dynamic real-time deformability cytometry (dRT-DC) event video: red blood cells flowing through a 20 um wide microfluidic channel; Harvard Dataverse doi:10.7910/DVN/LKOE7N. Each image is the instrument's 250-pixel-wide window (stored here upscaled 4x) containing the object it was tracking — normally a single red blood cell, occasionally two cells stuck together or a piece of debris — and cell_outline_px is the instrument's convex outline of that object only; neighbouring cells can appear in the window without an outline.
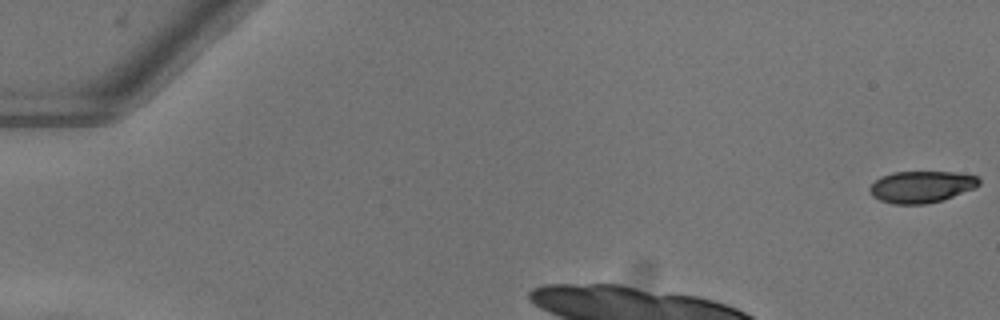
{"species": "common noctule bat (a hibernating species)", "species_latin": "Nyctalus noctula", "temperature_condition": "warm", "stored_images_in_passage": 8, "camera_frame_rate_fps": 3000, "um_per_image_px": 0.085, "animal": {"sex": "female"}, "frame": {"image": 1, "passage_image": 1, "time_ms": 0.0, "image_size_px": [1000, 320], "cell_outline_px": [[980, 184], [976, 188], [944, 200], [924, 204], [892, 204], [880, 200], [872, 196], [868, 188], [880, 176], [892, 172], [956, 172], [976, 176], [980, 180]], "centroid_in_image_um": [78.33, 15.88], "position_along_channel_um": 6.7, "area_um2": 20.4}}